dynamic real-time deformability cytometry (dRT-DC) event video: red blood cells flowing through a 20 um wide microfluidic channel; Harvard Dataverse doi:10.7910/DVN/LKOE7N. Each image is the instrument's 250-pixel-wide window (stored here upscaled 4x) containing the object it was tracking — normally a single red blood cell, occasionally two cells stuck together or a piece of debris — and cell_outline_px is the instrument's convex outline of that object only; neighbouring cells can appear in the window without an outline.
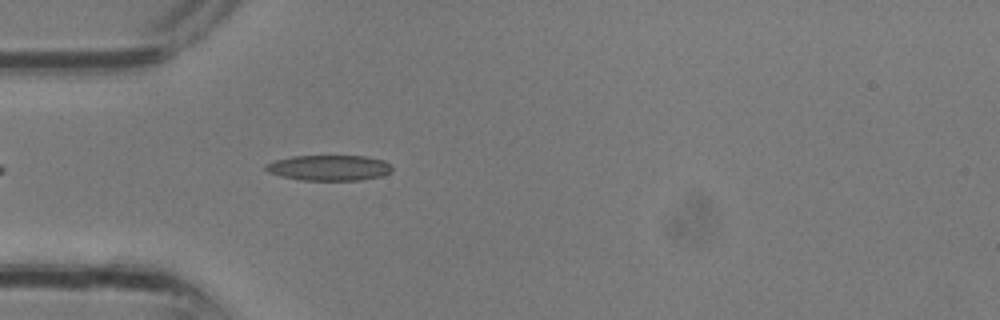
{"species": "common noctule bat (a hibernating species)", "species_latin": "Nyctalus noctula", "temperature_condition": "room temperature", "stored_images_in_passage": 25, "camera_frame_rate_fps": 3000, "um_per_image_px": 0.085, "animal": {"sex": "male", "body_mass_g": 13.3}, "frame": {"image": 1, "passage_image": 3, "time_ms": 0.667, "image_size_px": [1000, 320], "cell_outline_px": [[392, 172], [380, 176], [360, 180], [300, 180], [280, 176], [268, 172], [264, 168], [264, 164], [276, 160], [292, 156], [368, 156], [384, 160], [392, 168]], "centroid_in_image_um": [27.95, 14.26], "position_along_channel_um": 57.0, "area_um2": 18.84}}
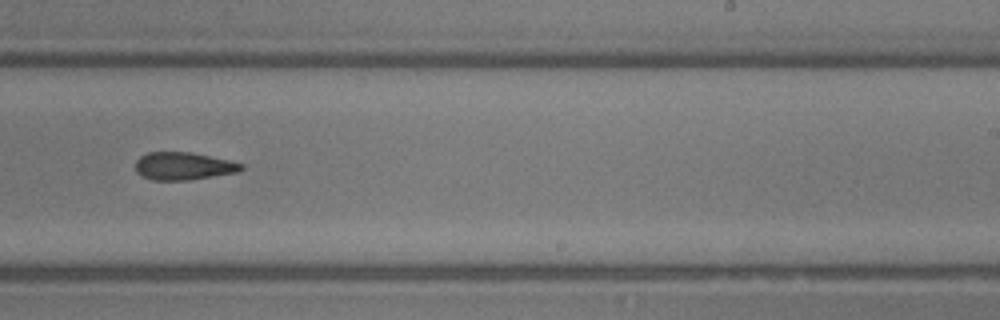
{"frame": {"image": 2, "passage_image": 13, "time_ms": 4.0, "image_size_px": [1000, 320], "cell_outline_px": [[244, 168], [240, 172], [188, 180], [152, 180], [140, 176], [136, 172], [136, 160], [140, 156], [148, 152], [192, 152], [232, 160], [244, 164]], "centroid_in_image_um": [15.62, 14.11], "position_along_channel_um": 273.4, "area_um2": 17.4}}
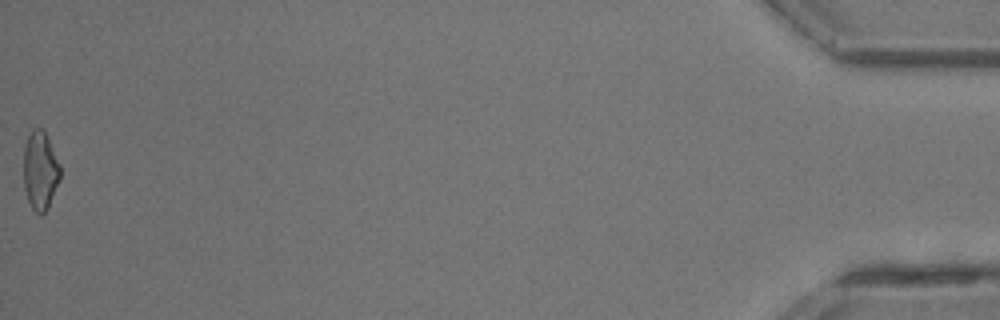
{"frame": {"image": 3, "passage_image": 25, "time_ms": 8.0, "image_size_px": [1000, 320], "cell_outline_px": [[60, 180], [48, 208], [40, 216], [32, 208], [28, 200], [24, 188], [24, 144], [32, 128], [44, 128], [48, 136], [60, 164]], "centroid_in_image_um": [3.43, 14.47], "position_along_channel_um": 431.8, "area_um2": 17.05}}